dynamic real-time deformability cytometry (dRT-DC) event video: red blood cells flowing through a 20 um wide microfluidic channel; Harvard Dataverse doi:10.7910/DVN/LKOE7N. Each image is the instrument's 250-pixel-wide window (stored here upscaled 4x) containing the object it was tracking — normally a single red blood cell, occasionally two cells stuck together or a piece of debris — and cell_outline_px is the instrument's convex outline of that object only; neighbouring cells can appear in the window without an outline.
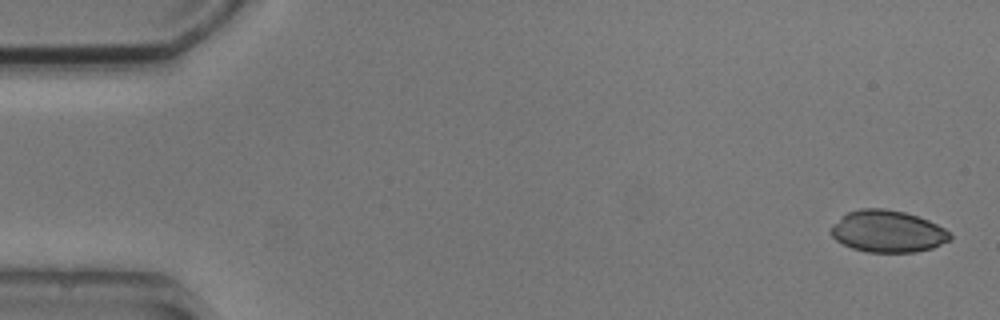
{"species": "common noctule bat (a hibernating species)", "species_latin": "Nyctalus noctula", "temperature_condition": "cold", "stored_images_in_passage": 4, "camera_frame_rate_fps": 3000, "um_per_image_px": 0.085, "animal": {"sex": "male", "body_mass_g": 20.5, "forearm_length_mm": 52.5}, "frame": {"image": 1, "passage_image": 1, "time_ms": 0.0, "image_size_px": [1000, 320], "cell_outline_px": [[952, 240], [932, 248], [916, 252], [868, 252], [852, 248], [836, 240], [832, 236], [832, 224], [848, 212], [860, 208], [884, 208], [904, 212], [928, 220], [944, 228], [952, 236]], "centroid_in_image_um": [75.47, 19.67], "position_along_channel_um": 9.5, "area_um2": 28.96}}